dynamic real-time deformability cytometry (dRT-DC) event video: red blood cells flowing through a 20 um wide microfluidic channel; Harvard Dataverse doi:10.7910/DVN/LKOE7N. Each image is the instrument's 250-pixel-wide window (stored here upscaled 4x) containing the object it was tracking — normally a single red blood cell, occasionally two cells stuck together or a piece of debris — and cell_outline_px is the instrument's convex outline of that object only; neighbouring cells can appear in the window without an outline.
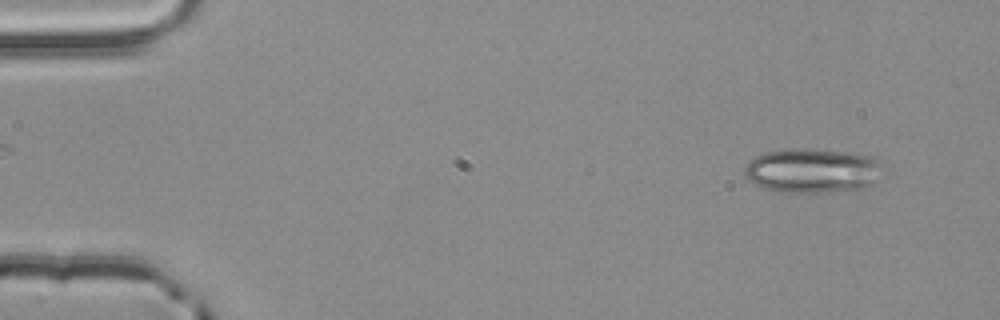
{"species": "common noctule bat (a hibernating species)", "species_latin": "Nyctalus noctula", "temperature_condition": "room temperature", "stored_images_in_passage": 54, "camera_frame_rate_fps": 3000, "um_per_image_px": 0.085, "animal": {"sex": "male", "body_mass_g": 20.4}, "frame": {"image": 1, "passage_image": 5, "time_ms": 1.333, "image_size_px": [1000, 320], "cell_outline_px": [[884, 176], [880, 180], [864, 188], [828, 192], [784, 192], [764, 188], [748, 180], [744, 176], [744, 168], [756, 156], [764, 152], [788, 148], [804, 148], [848, 152], [868, 156], [884, 164]], "centroid_in_image_um": [69.11, 14.5], "position_along_channel_um": 15.9, "area_um2": 36.24}}
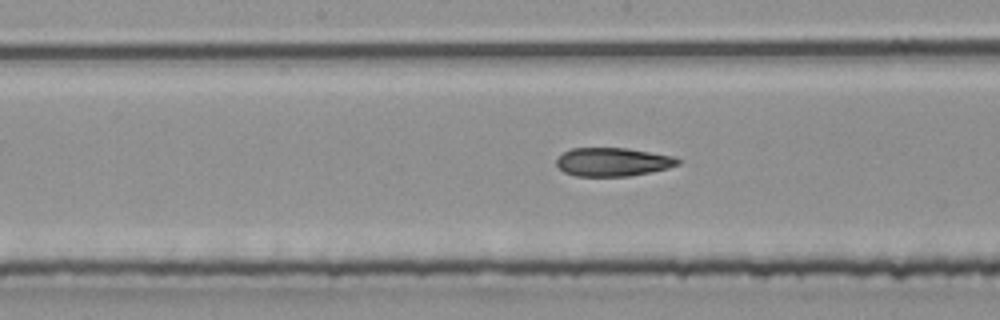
{"frame": {"image": 2, "passage_image": 28, "time_ms": 9.0, "image_size_px": [1000, 320], "cell_outline_px": [[680, 164], [668, 168], [628, 176], [576, 176], [564, 172], [556, 164], [556, 160], [564, 152], [572, 148], [628, 148], [672, 156], [680, 160]], "centroid_in_image_um": [52.08, 13.76], "position_along_channel_um": 196.1, "area_um2": 20.0}}
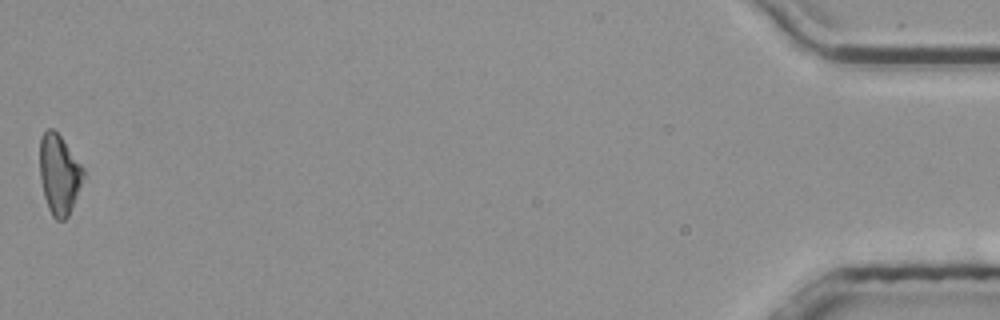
{"frame": {"image": 3, "passage_image": 54, "time_ms": 17.667, "image_size_px": [1000, 320], "cell_outline_px": [[84, 176], [68, 216], [64, 220], [56, 220], [52, 216], [48, 208], [44, 196], [40, 180], [40, 136], [48, 128], [52, 128], [60, 136], [84, 168]], "centroid_in_image_um": [5.01, 14.82], "position_along_channel_um": 430.2, "area_um2": 20.06}, "authors_computed_cell_mechanics": {"area_um2": 20.9236, "velocity_mm_per_s": 3.8815, "shape_relaxation_time_tau1_ms": null, "shape_relaxation_time_tau2_ms": 5.7682, "deformation_change_tau1": null, "deformation_change_tau2": 0.1615}}